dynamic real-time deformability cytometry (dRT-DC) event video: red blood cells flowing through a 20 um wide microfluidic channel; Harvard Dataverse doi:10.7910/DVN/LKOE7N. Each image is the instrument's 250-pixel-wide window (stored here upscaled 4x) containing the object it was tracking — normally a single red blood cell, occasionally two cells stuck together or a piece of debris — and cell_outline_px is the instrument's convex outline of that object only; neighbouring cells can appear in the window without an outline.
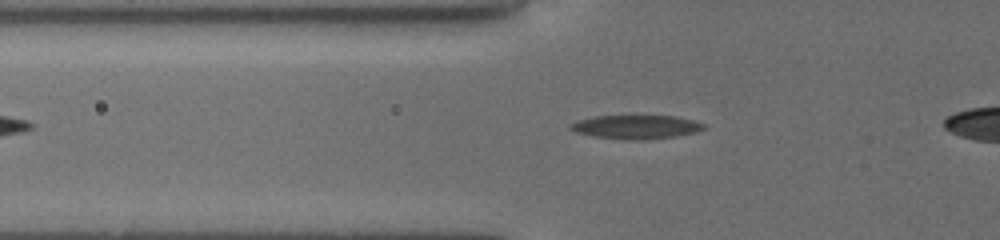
{"species": "common noctule bat (a hibernating species)", "species_latin": "Nyctalus noctula", "temperature_condition": "cold", "stored_images_in_passage": 40, "camera_frame_rate_fps": 3000, "um_per_image_px": 0.085, "animal": {"sex": "female", "body_mass_g": 19.5, "forearm_length_mm": 54.1}, "frame": {"image": 1, "passage_image": 10, "time_ms": 3.0, "image_size_px": [1000, 240], "cell_outline_px": [[708, 128], [696, 132], [676, 136], [644, 140], [624, 140], [592, 136], [576, 132], [568, 128], [568, 124], [576, 120], [596, 116], [676, 116], [708, 124]], "centroid_in_image_um": [54.08, 10.79], "position_along_channel_um": 71.7, "area_um2": 18.79}}
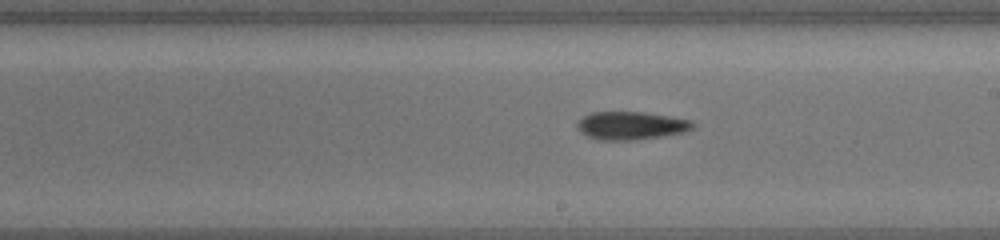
{"frame": {"image": 2, "passage_image": 23, "time_ms": 7.333, "image_size_px": [1000, 240], "cell_outline_px": [[696, 124], [688, 132], [664, 136], [636, 140], [596, 140], [580, 132], [576, 128], [576, 124], [584, 116], [592, 112], [640, 112], [692, 120]], "centroid_in_image_um": [53.65, 10.69], "position_along_channel_um": 235.4, "area_um2": 19.02}}
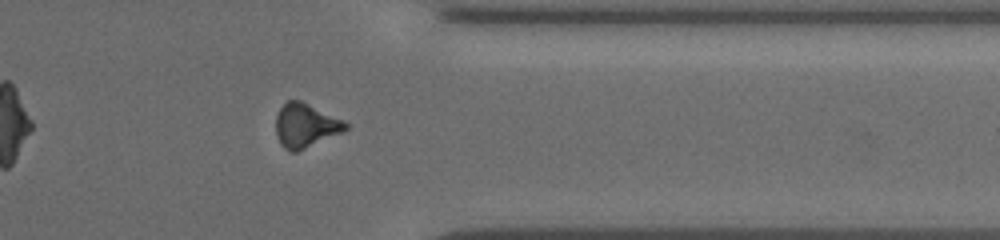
{"frame": {"image": 3, "passage_image": 35, "time_ms": 11.333, "image_size_px": [1000, 240], "cell_outline_px": [[348, 128], [344, 132], [296, 152], [292, 152], [284, 148], [280, 144], [276, 136], [276, 116], [280, 108], [288, 100], [300, 100], [344, 120], [348, 124]], "centroid_in_image_um": [25.97, 10.68], "position_along_channel_um": 385.4, "area_um2": 17.92}}